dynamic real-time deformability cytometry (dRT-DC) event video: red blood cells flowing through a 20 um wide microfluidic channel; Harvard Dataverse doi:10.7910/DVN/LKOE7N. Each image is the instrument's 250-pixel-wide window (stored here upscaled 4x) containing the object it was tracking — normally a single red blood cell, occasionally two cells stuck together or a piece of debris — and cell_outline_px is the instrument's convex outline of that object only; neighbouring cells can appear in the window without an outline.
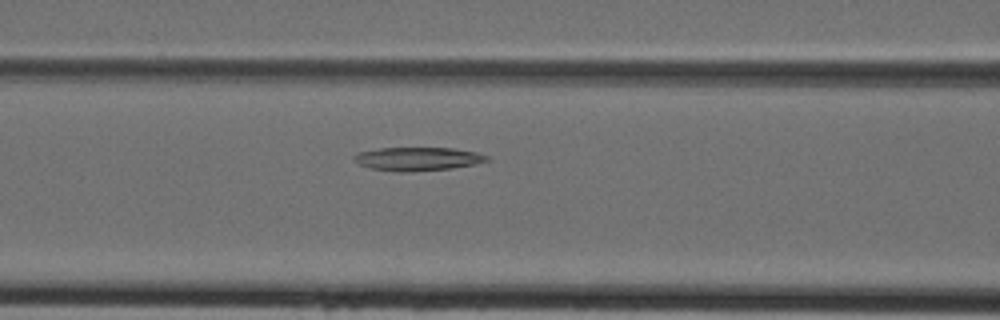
{"species": "Egyptian fruit bat (a non-hibernating species)", "species_latin": "Rousettus aegyptiacus", "temperature_condition": "cold", "stored_images_in_passage": 45, "camera_frame_rate_fps": 3000, "um_per_image_px": 0.085, "animal": {"sex": "female"}, "frame": {"image": 1, "passage_image": 19, "time_ms": 6.0, "image_size_px": [1000, 320], "cell_outline_px": [[488, 160], [476, 164], [452, 168], [404, 172], [400, 172], [372, 168], [360, 164], [352, 160], [352, 156], [360, 152], [380, 148], [452, 148], [476, 152], [488, 156]], "centroid_in_image_um": [35.5, 13.5], "position_along_channel_um": 131.1, "area_um2": 17.98}}
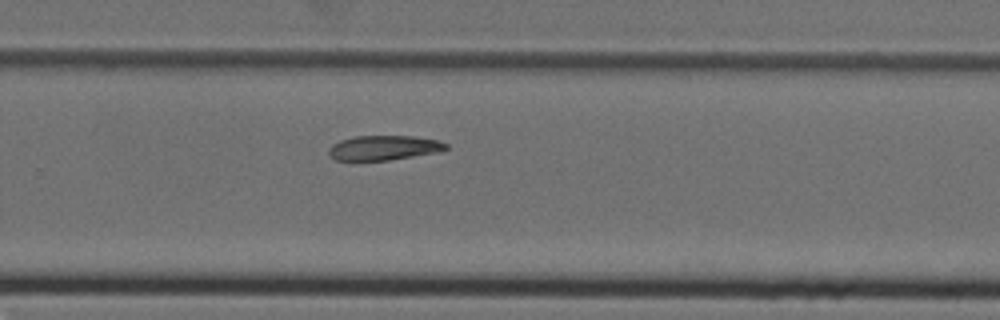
{"frame": {"image": 2, "passage_image": 30, "time_ms": 9.667, "image_size_px": [1000, 320], "cell_outline_px": [[448, 148], [440, 152], [388, 160], [336, 160], [328, 152], [328, 148], [332, 144], [340, 140], [356, 136], [412, 136], [436, 140], [448, 144]], "centroid_in_image_um": [32.63, 12.56], "position_along_channel_um": 297.2, "area_um2": 16.76}}
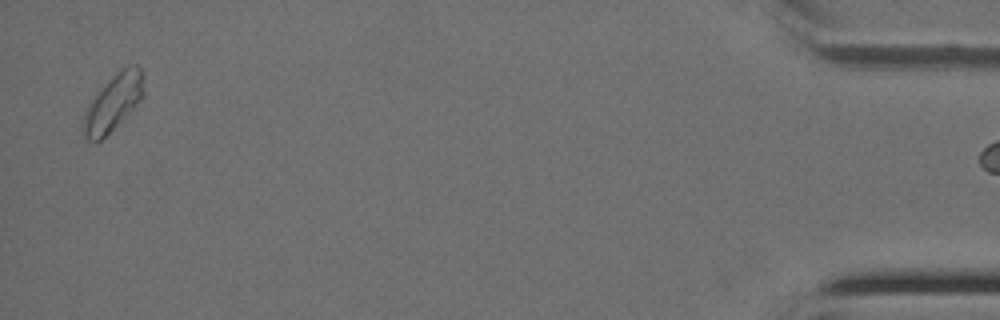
{"frame": {"image": 3, "passage_image": 44, "time_ms": 14.333, "image_size_px": [1000, 320], "cell_outline_px": [[144, 96], [100, 140], [88, 140], [80, 132], [84, 112], [92, 96], [120, 68], [128, 64], [136, 64], [140, 68], [144, 92]], "centroid_in_image_um": [9.56, 8.68], "position_along_channel_um": 425.6, "area_um2": 19.65}}